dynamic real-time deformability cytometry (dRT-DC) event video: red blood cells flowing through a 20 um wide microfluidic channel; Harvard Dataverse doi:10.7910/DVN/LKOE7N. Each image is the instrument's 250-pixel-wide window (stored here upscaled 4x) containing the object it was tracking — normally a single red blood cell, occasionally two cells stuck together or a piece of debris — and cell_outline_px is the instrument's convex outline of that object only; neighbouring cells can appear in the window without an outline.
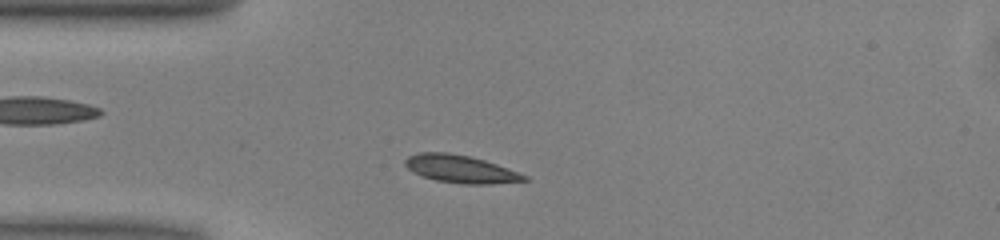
{"species": "common noctule bat (a hibernating species)", "species_latin": "Nyctalus noctula", "temperature_condition": "warm", "stored_images_in_passage": 40, "camera_frame_rate_fps": 3000, "um_per_image_px": 0.085, "animal": {"sex": "male", "body_mass_g": 13.0, "forearm_length_mm": 53.1}, "frame": {"image": 1, "passage_image": 2, "time_ms": 0.333, "image_size_px": [1000, 240], "cell_outline_px": [[528, 180], [488, 184], [464, 184], [436, 180], [412, 172], [404, 164], [404, 160], [408, 156], [420, 152], [448, 152], [468, 156], [484, 160], [508, 168], [528, 176]], "centroid_in_image_um": [39.13, 14.36], "position_along_channel_um": 45.9, "area_um2": 19.07}}
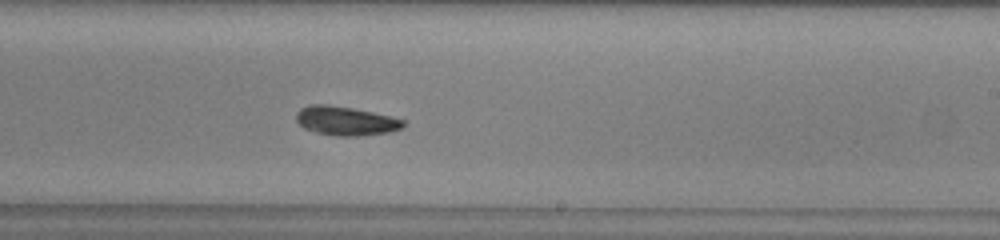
{"frame": {"image": 2, "passage_image": 19, "time_ms": 6.0, "image_size_px": [1000, 240], "cell_outline_px": [[404, 124], [400, 128], [388, 132], [360, 136], [336, 136], [316, 132], [304, 128], [296, 120], [296, 112], [300, 108], [312, 104], [328, 104], [352, 108], [372, 112], [404, 120]], "centroid_in_image_um": [29.33, 10.27], "position_along_channel_um": 259.7, "area_um2": 17.92}}
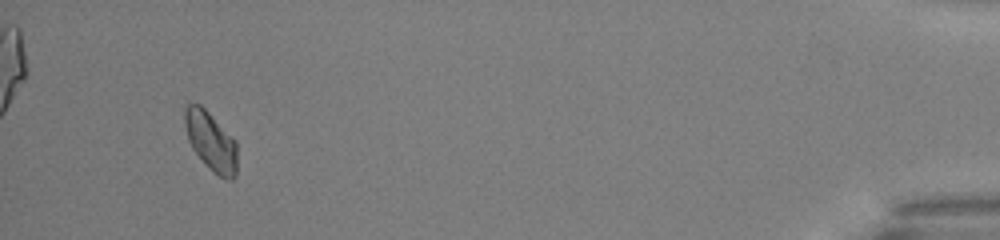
{"frame": {"image": 3, "passage_image": 37, "time_ms": 12.0, "image_size_px": [1000, 240], "cell_outline_px": [[236, 176], [232, 180], [228, 180], [212, 172], [192, 148], [188, 140], [184, 124], [184, 108], [188, 104], [200, 104], [236, 140]], "centroid_in_image_um": [17.92, 12.01], "position_along_channel_um": 417.3, "area_um2": 17.98}, "authors_computed_cell_mechanics": {"area_um2": 17.918, "velocity_mm_per_s": 4.0038, "shape_relaxation_time_tau1_ms": 2.6238, "shape_relaxation_time_tau2_ms": null, "deformation_change_tau1": 0.0737, "deformation_change_tau2": null}}